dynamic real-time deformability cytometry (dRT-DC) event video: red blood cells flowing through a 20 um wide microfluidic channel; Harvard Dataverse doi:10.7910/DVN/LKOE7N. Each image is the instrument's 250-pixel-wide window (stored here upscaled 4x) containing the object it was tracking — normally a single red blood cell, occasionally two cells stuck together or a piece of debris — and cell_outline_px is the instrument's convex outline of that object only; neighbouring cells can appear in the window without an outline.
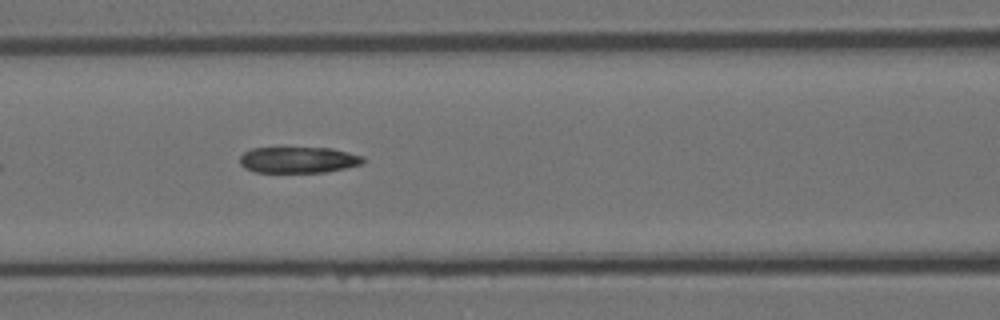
{"species": "Egyptian fruit bat (a non-hibernating species)", "species_latin": "Rousettus aegyptiacus", "temperature_condition": "room temperature", "stored_images_in_passage": 8, "camera_frame_rate_fps": 3000, "um_per_image_px": 0.085, "animal": {"sex": "female"}, "frame": {"image": 1, "passage_image": 7, "time_ms": 2.0, "image_size_px": [1000, 320], "cell_outline_px": [[364, 164], [348, 168], [328, 172], [256, 172], [244, 168], [240, 164], [240, 156], [244, 152], [252, 148], [332, 148], [364, 156]], "centroid_in_image_um": [25.4, 13.59], "position_along_channel_um": 141.2, "area_um2": 18.96}}
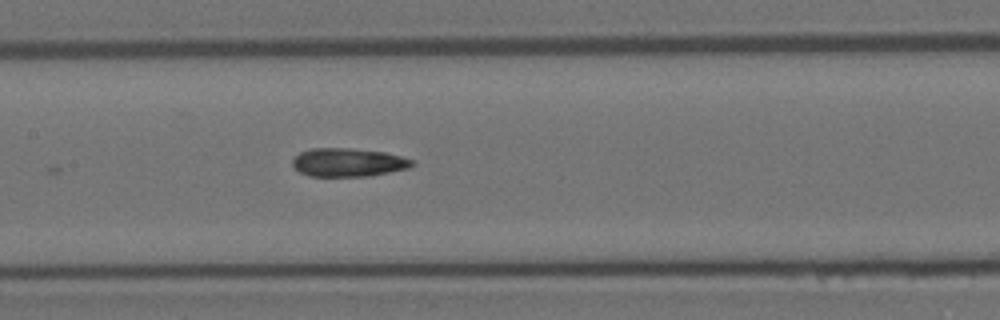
{"frame": {"image": 2, "passage_image": 8, "time_ms": 2.333, "image_size_px": [1000, 320], "cell_outline_px": [[416, 164], [408, 168], [368, 176], [308, 176], [300, 172], [292, 164], [292, 160], [300, 152], [312, 148], [352, 148], [384, 152], [400, 156], [412, 160]], "centroid_in_image_um": [29.58, 13.8], "position_along_channel_um": 177.8, "area_um2": 19.71}}